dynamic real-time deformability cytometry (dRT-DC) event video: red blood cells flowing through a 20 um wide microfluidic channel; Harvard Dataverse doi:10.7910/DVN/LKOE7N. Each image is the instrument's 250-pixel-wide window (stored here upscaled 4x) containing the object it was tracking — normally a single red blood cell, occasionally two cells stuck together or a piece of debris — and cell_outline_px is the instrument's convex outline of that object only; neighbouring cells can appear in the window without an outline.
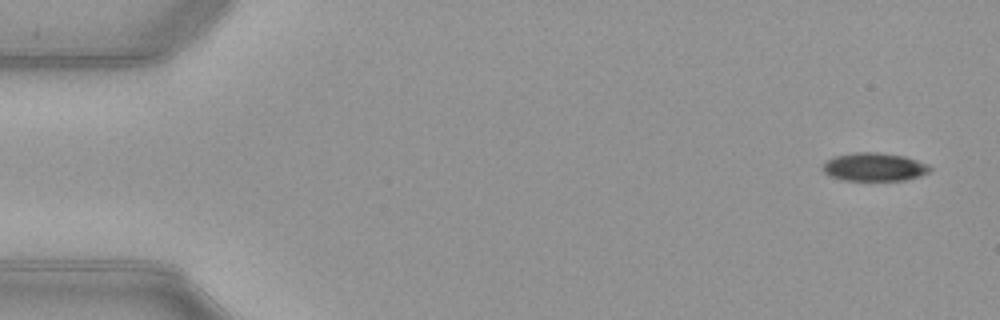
{"species": "common noctule bat (a hibernating species)", "species_latin": "Nyctalus noctula", "temperature_condition": "warm", "stored_images_in_passage": 52, "camera_frame_rate_fps": 3000, "um_per_image_px": 0.085, "animal": {"sex": "female", "body_mass_g": 21.9}, "frame": {"image": 1, "passage_image": 3, "time_ms": 0.667, "image_size_px": [1000, 320], "cell_outline_px": [[932, 168], [928, 172], [920, 176], [904, 180], [844, 180], [828, 176], [824, 172], [824, 164], [828, 160], [836, 156], [856, 152], [876, 152], [904, 156], [928, 164]], "centroid_in_image_um": [74.33, 14.19], "position_along_channel_um": 10.7, "area_um2": 17.46}}
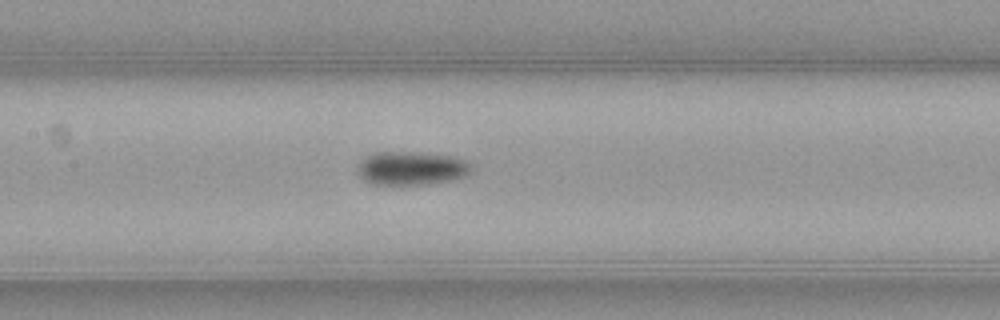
{"frame": {"image": 2, "passage_image": 25, "time_ms": 8.0, "image_size_px": [1000, 320], "cell_outline_px": [[468, 172], [464, 176], [448, 180], [428, 184], [372, 184], [364, 180], [360, 176], [356, 168], [368, 156], [376, 152], [412, 152], [452, 156], [464, 160], [468, 164]], "centroid_in_image_um": [34.91, 14.3], "position_along_channel_um": 172.5, "area_um2": 21.62}}
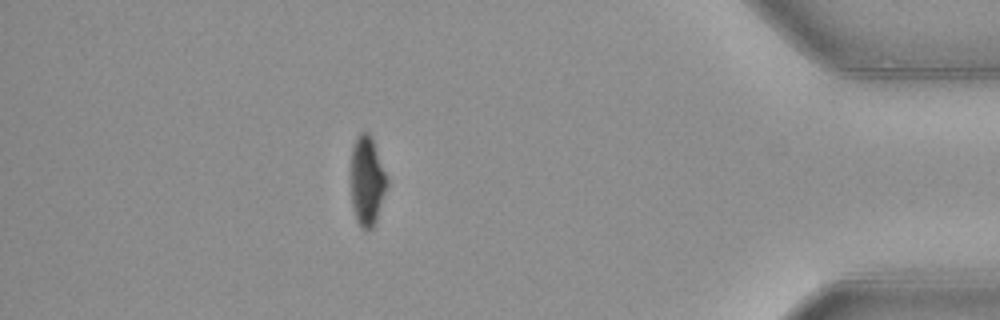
{"frame": {"image": 3, "passage_image": 46, "time_ms": 15.0, "image_size_px": [1000, 320], "cell_outline_px": [[388, 184], [376, 220], [372, 228], [364, 232], [360, 228], [356, 220], [352, 204], [352, 148], [356, 136], [360, 132], [368, 132], [372, 136], [388, 180]], "centroid_in_image_um": [31.21, 15.39], "position_along_channel_um": 404.0, "area_um2": 18.79}, "authors_computed_cell_mechanics": {"area_um2": 19.7676, "velocity_mm_per_s": 3.9994, "shape_relaxation_time_tau1_ms": 2.7549, "shape_relaxation_time_tau2_ms": null, "deformation_change_tau1": 0.1125, "deformation_change_tau2": null}}